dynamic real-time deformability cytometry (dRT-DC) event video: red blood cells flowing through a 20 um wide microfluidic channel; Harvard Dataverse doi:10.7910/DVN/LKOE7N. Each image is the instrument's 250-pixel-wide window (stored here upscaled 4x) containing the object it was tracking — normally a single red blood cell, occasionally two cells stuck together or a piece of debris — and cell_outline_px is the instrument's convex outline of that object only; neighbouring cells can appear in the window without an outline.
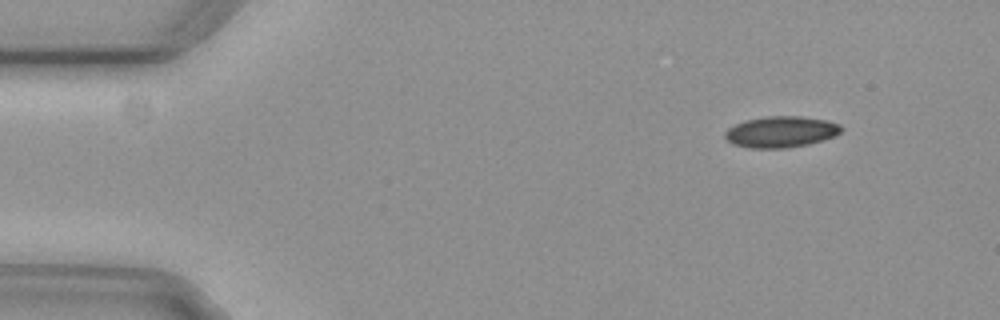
{"species": "common noctule bat (a hibernating species)", "species_latin": "Nyctalus noctula", "temperature_condition": "cold", "stored_images_in_passage": 3, "camera_frame_rate_fps": 3000, "um_per_image_px": 0.085, "animal": {"sex": "female", "body_mass_g": 29.2, "forearm_length_mm": 56.3}, "frame": {"image": 1, "passage_image": 3, "time_ms": 0.667, "image_size_px": [1000, 320], "cell_outline_px": [[844, 128], [836, 136], [824, 140], [808, 144], [788, 148], [748, 148], [732, 144], [724, 136], [724, 132], [728, 128], [744, 120], [768, 116], [800, 116], [824, 120], [840, 124]], "centroid_in_image_um": [66.38, 11.21], "position_along_channel_um": 18.6, "area_um2": 21.27}}